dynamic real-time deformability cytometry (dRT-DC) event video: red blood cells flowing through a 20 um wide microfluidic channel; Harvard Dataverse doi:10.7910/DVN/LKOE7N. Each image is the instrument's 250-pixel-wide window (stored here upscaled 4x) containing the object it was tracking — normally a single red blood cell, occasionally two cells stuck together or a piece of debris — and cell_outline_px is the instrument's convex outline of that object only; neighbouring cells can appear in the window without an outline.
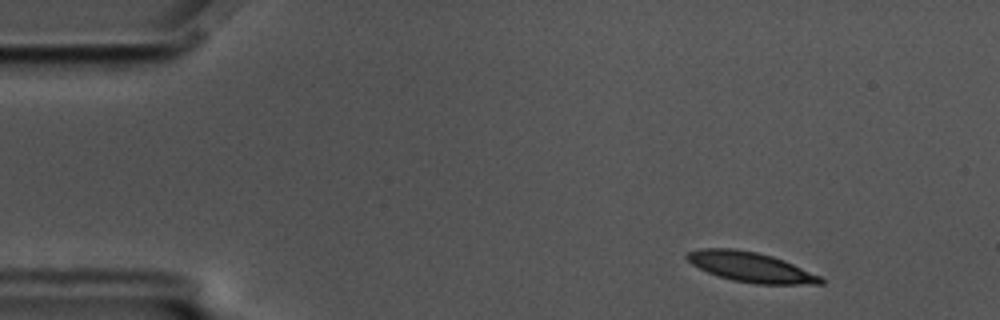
{"species": "common noctule bat (a hibernating species)", "species_latin": "Nyctalus noctula", "temperature_condition": "cold", "stored_images_in_passage": 56, "camera_frame_rate_fps": 3000, "um_per_image_px": 0.085, "animal": {"sex": "male", "body_mass_g": 17.5, "forearm_length_mm": 52.3}, "frame": {"image": 1, "passage_image": 5, "time_ms": 1.333, "image_size_px": [1000, 320], "cell_outline_px": [[824, 284], [756, 284], [732, 280], [708, 272], [692, 264], [684, 256], [688, 252], [700, 248], [736, 248], [756, 252], [772, 256], [784, 260], [824, 276]], "centroid_in_image_um": [63.87, 22.7], "position_along_channel_um": 21.1, "area_um2": 23.47}}
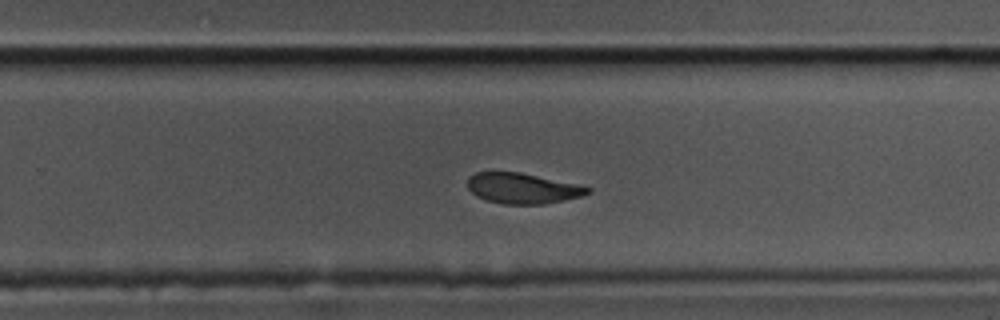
{"frame": {"image": 2, "passage_image": 35, "time_ms": 11.333, "image_size_px": [1000, 320], "cell_outline_px": [[592, 192], [580, 196], [564, 200], [544, 204], [504, 204], [484, 200], [476, 196], [468, 188], [468, 176], [476, 172], [520, 172], [592, 188]], "centroid_in_image_um": [44.38, 16.01], "position_along_channel_um": 285.4, "area_um2": 21.21}}
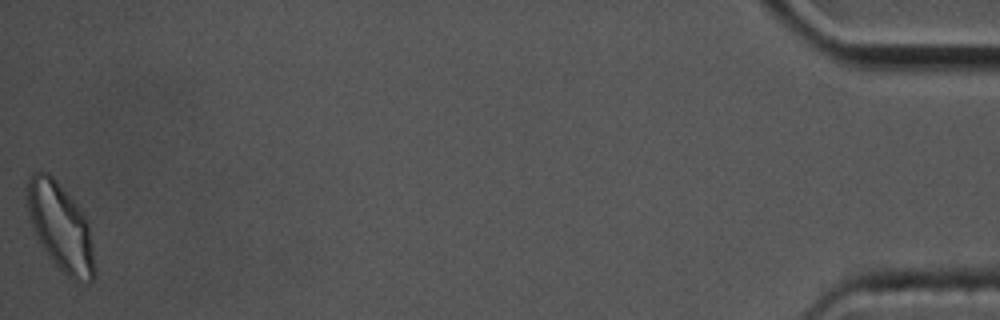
{"frame": {"image": 3, "passage_image": 56, "time_ms": 18.333, "image_size_px": [1000, 320], "cell_outline_px": [[96, 276], [88, 284], [68, 276], [52, 260], [44, 248], [28, 216], [28, 176], [32, 172], [48, 172], [56, 180], [80, 208], [88, 220], [96, 272]], "centroid_in_image_um": [5.18, 19.29], "position_along_channel_um": 430.0, "area_um2": 33.81}, "authors_computed_cell_mechanics": {"area_um2": 23.5246, "velocity_mm_per_s": 3.4579, "shape_relaxation_time_tau1_ms": 3.0239, "shape_relaxation_time_tau2_ms": 3.338, "deformation_change_tau1": 0.1412, "deformation_change_tau2": 0.0954}}